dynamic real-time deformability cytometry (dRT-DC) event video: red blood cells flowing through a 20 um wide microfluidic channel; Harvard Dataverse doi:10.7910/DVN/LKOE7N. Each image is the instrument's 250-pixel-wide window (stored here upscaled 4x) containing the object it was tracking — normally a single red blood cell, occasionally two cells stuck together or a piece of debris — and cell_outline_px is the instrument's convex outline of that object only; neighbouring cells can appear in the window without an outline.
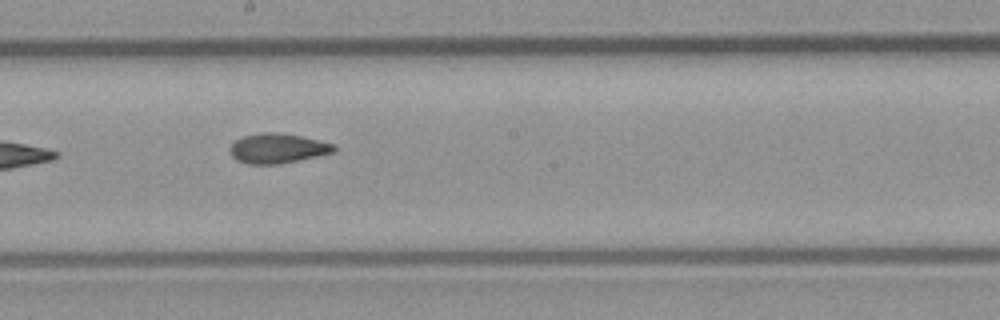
{"species": "common noctule bat (a hibernating species)", "species_latin": "Nyctalus noctula", "temperature_condition": "room temperature", "stored_images_in_passage": 14, "camera_frame_rate_fps": 3000, "um_per_image_px": 0.085, "animal": {"sex": "male", "body_mass_g": 23.1, "forearm_length_mm": 52.7}, "frame": {"image": 1, "passage_image": 8, "time_ms": 2.333, "image_size_px": [1000, 320], "cell_outline_px": [[336, 148], [332, 152], [316, 156], [280, 164], [248, 164], [236, 160], [232, 156], [232, 144], [236, 140], [244, 136], [264, 132], [280, 132], [300, 136], [332, 144]], "centroid_in_image_um": [23.57, 12.61], "position_along_channel_um": 224.6, "area_um2": 17.63}}
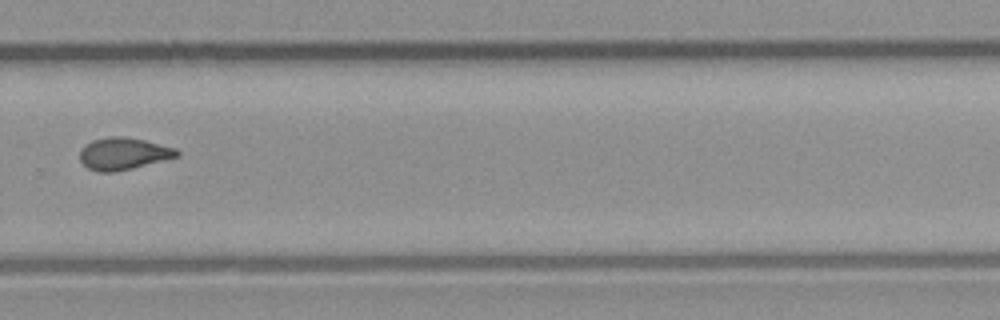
{"frame": {"image": 2, "passage_image": 10, "time_ms": 3.0, "image_size_px": [1000, 320], "cell_outline_px": [[180, 156], [116, 172], [100, 172], [88, 168], [80, 160], [80, 148], [84, 144], [92, 140], [108, 136], [124, 136], [144, 140], [176, 148], [180, 152]], "centroid_in_image_um": [10.47, 13.05], "position_along_channel_um": 319.3, "area_um2": 18.26}}
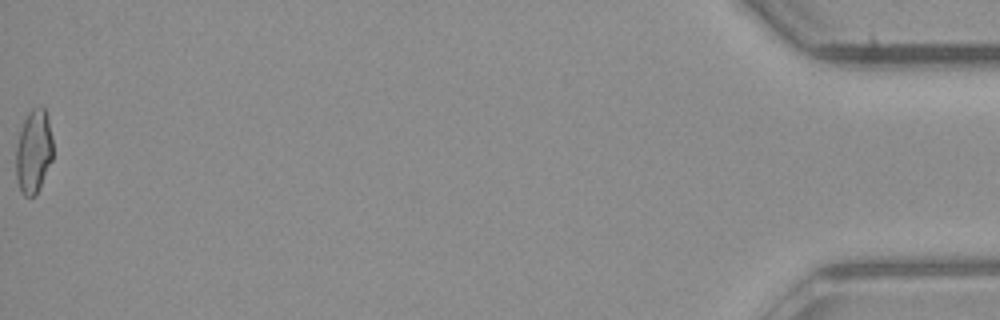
{"frame": {"image": 3, "passage_image": 14, "time_ms": 4.333, "image_size_px": [1000, 320], "cell_outline_px": [[52, 160], [36, 196], [24, 196], [20, 188], [16, 176], [16, 148], [20, 132], [24, 120], [28, 112], [32, 108], [40, 104], [44, 108], [48, 120], [52, 136]], "centroid_in_image_um": [2.86, 12.86], "position_along_channel_um": 432.3, "area_um2": 17.98}}